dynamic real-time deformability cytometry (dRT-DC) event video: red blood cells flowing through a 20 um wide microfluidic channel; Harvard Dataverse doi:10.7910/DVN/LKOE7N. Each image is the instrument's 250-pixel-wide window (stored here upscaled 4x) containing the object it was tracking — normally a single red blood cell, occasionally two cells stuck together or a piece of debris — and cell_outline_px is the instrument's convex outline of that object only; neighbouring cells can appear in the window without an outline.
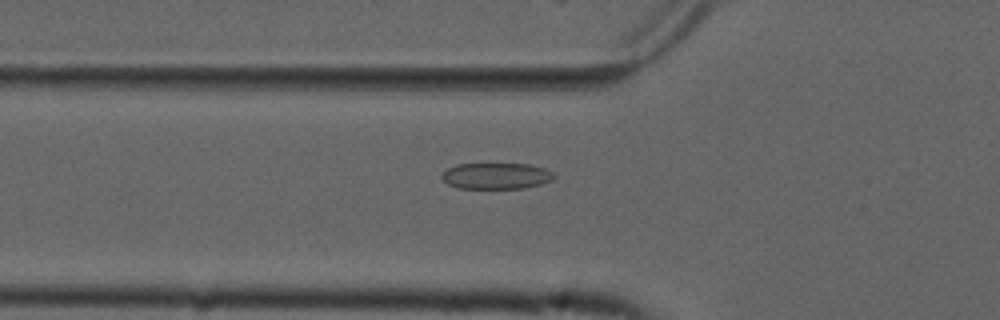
{"species": "common noctule bat (a hibernating species)", "species_latin": "Nyctalus noctula", "temperature_condition": "cold", "stored_images_in_passage": 54, "camera_frame_rate_fps": 3000, "um_per_image_px": 0.085, "animal": {"sex": "male", "forearm_length_mm": 52.5}, "frame": {"image": 1, "passage_image": 19, "time_ms": 6.0, "image_size_px": [1000, 320], "cell_outline_px": [[556, 176], [552, 180], [540, 184], [524, 188], [456, 188], [448, 184], [440, 176], [448, 168], [456, 164], [528, 164], [544, 168], [552, 172]], "centroid_in_image_um": [42.17, 14.95], "position_along_channel_um": 83.6, "area_um2": 17.05}}
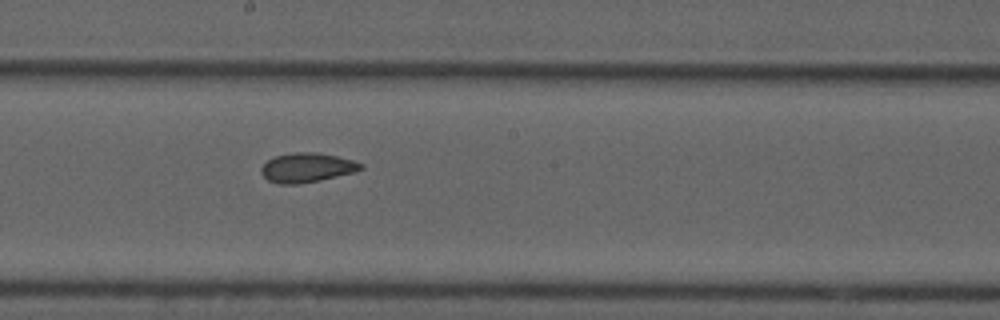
{"frame": {"image": 2, "passage_image": 30, "time_ms": 9.667, "image_size_px": [1000, 320], "cell_outline_px": [[364, 168], [356, 172], [320, 180], [296, 184], [280, 184], [268, 180], [260, 172], [260, 168], [268, 160], [276, 156], [292, 152], [316, 152], [336, 156], [352, 160], [364, 164]], "centroid_in_image_um": [26.11, 14.24], "position_along_channel_um": 222.1, "area_um2": 17.05}}
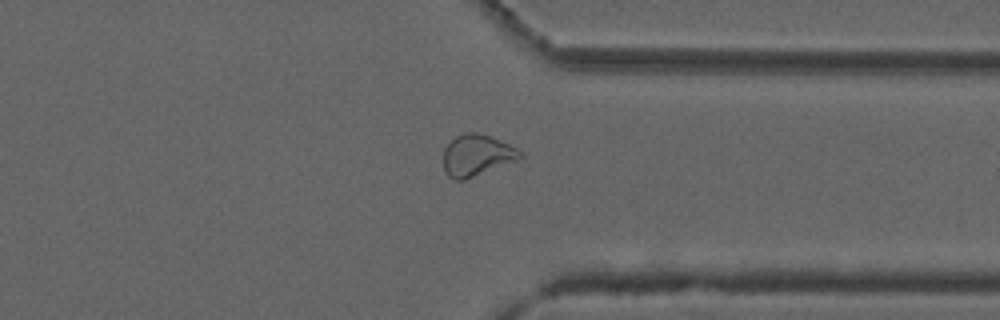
{"frame": {"image": 3, "passage_image": 42, "time_ms": 13.667, "image_size_px": [1000, 320], "cell_outline_px": [[524, 156], [516, 160], [464, 180], [456, 180], [448, 176], [444, 168], [444, 148], [456, 136], [464, 132], [476, 132], [500, 140], [524, 152]], "centroid_in_image_um": [40.52, 13.19], "position_along_channel_um": 370.9, "area_um2": 18.26}, "authors_computed_cell_mechanics": {"area_um2": 18.7272, "velocity_mm_per_s": 3.762, "shape_relaxation_time_tau1_ms": null, "shape_relaxation_time_tau2_ms": 2.1496, "deformation_change_tau1": null, "deformation_change_tau2": 0.0748}}